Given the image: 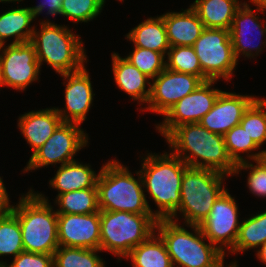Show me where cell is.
<instances>
[{"label":"cell","instance_id":"12","mask_svg":"<svg viewBox=\"0 0 266 267\" xmlns=\"http://www.w3.org/2000/svg\"><path fill=\"white\" fill-rule=\"evenodd\" d=\"M238 214L236 200L226 189L216 199L209 216L199 225L202 234L208 239L207 241L224 254V248L230 251L236 242L241 224Z\"/></svg>","mask_w":266,"mask_h":267},{"label":"cell","instance_id":"16","mask_svg":"<svg viewBox=\"0 0 266 267\" xmlns=\"http://www.w3.org/2000/svg\"><path fill=\"white\" fill-rule=\"evenodd\" d=\"M229 31L233 53L237 61L239 55L242 54L243 56L245 55L244 57L248 58L257 56L263 49L261 45L266 46L265 21H259L258 16H256V13H254V10L251 9L248 4L241 5L237 9ZM253 34L258 37L254 38ZM261 37L264 38V41H260ZM253 38L258 40V44H253ZM253 51H255L256 54H254Z\"/></svg>","mask_w":266,"mask_h":267},{"label":"cell","instance_id":"26","mask_svg":"<svg viewBox=\"0 0 266 267\" xmlns=\"http://www.w3.org/2000/svg\"><path fill=\"white\" fill-rule=\"evenodd\" d=\"M155 232L125 257L133 267H174L163 239Z\"/></svg>","mask_w":266,"mask_h":267},{"label":"cell","instance_id":"35","mask_svg":"<svg viewBox=\"0 0 266 267\" xmlns=\"http://www.w3.org/2000/svg\"><path fill=\"white\" fill-rule=\"evenodd\" d=\"M105 3V0H63L60 15L75 23L88 22L101 13Z\"/></svg>","mask_w":266,"mask_h":267},{"label":"cell","instance_id":"38","mask_svg":"<svg viewBox=\"0 0 266 267\" xmlns=\"http://www.w3.org/2000/svg\"><path fill=\"white\" fill-rule=\"evenodd\" d=\"M63 0H44L42 3H39L37 6L29 7L33 12L34 17L37 18L38 15L42 13V11L47 8V14L49 15H60L61 6Z\"/></svg>","mask_w":266,"mask_h":267},{"label":"cell","instance_id":"40","mask_svg":"<svg viewBox=\"0 0 266 267\" xmlns=\"http://www.w3.org/2000/svg\"><path fill=\"white\" fill-rule=\"evenodd\" d=\"M257 251V258L266 265V242L259 247Z\"/></svg>","mask_w":266,"mask_h":267},{"label":"cell","instance_id":"6","mask_svg":"<svg viewBox=\"0 0 266 267\" xmlns=\"http://www.w3.org/2000/svg\"><path fill=\"white\" fill-rule=\"evenodd\" d=\"M50 20L40 22V31L36 28L30 42L36 50L40 67L46 62L57 73H73L85 65L86 52L79 35L67 26H60ZM37 31V32H36Z\"/></svg>","mask_w":266,"mask_h":267},{"label":"cell","instance_id":"2","mask_svg":"<svg viewBox=\"0 0 266 267\" xmlns=\"http://www.w3.org/2000/svg\"><path fill=\"white\" fill-rule=\"evenodd\" d=\"M167 153H148L139 171L144 188L159 209L154 212L157 219H169L180 207L181 184L188 167L182 159Z\"/></svg>","mask_w":266,"mask_h":267},{"label":"cell","instance_id":"20","mask_svg":"<svg viewBox=\"0 0 266 267\" xmlns=\"http://www.w3.org/2000/svg\"><path fill=\"white\" fill-rule=\"evenodd\" d=\"M166 28L170 47L193 46L204 30L197 13L190 7L182 12H168L161 15Z\"/></svg>","mask_w":266,"mask_h":267},{"label":"cell","instance_id":"7","mask_svg":"<svg viewBox=\"0 0 266 267\" xmlns=\"http://www.w3.org/2000/svg\"><path fill=\"white\" fill-rule=\"evenodd\" d=\"M153 214L100 210V250L126 257L133 248L156 232Z\"/></svg>","mask_w":266,"mask_h":267},{"label":"cell","instance_id":"3","mask_svg":"<svg viewBox=\"0 0 266 267\" xmlns=\"http://www.w3.org/2000/svg\"><path fill=\"white\" fill-rule=\"evenodd\" d=\"M176 222L158 219L156 223V231L165 242L174 267H225V254L212 243L204 242L207 238L199 225H189L194 234ZM226 267L238 265L235 261Z\"/></svg>","mask_w":266,"mask_h":267},{"label":"cell","instance_id":"29","mask_svg":"<svg viewBox=\"0 0 266 267\" xmlns=\"http://www.w3.org/2000/svg\"><path fill=\"white\" fill-rule=\"evenodd\" d=\"M240 228L231 253L259 248L266 242V211L240 222Z\"/></svg>","mask_w":266,"mask_h":267},{"label":"cell","instance_id":"34","mask_svg":"<svg viewBox=\"0 0 266 267\" xmlns=\"http://www.w3.org/2000/svg\"><path fill=\"white\" fill-rule=\"evenodd\" d=\"M165 58L166 56L162 53L140 47H134L133 52L125 57L150 79L158 76L166 68Z\"/></svg>","mask_w":266,"mask_h":267},{"label":"cell","instance_id":"37","mask_svg":"<svg viewBox=\"0 0 266 267\" xmlns=\"http://www.w3.org/2000/svg\"><path fill=\"white\" fill-rule=\"evenodd\" d=\"M4 267H54L53 254L21 252Z\"/></svg>","mask_w":266,"mask_h":267},{"label":"cell","instance_id":"9","mask_svg":"<svg viewBox=\"0 0 266 267\" xmlns=\"http://www.w3.org/2000/svg\"><path fill=\"white\" fill-rule=\"evenodd\" d=\"M193 48L198 57L202 81L231 79L238 64L227 29L204 28Z\"/></svg>","mask_w":266,"mask_h":267},{"label":"cell","instance_id":"17","mask_svg":"<svg viewBox=\"0 0 266 267\" xmlns=\"http://www.w3.org/2000/svg\"><path fill=\"white\" fill-rule=\"evenodd\" d=\"M67 80L65 88V108H55L63 122L81 124L93 103V88L85 66L73 73L60 74Z\"/></svg>","mask_w":266,"mask_h":267},{"label":"cell","instance_id":"14","mask_svg":"<svg viewBox=\"0 0 266 267\" xmlns=\"http://www.w3.org/2000/svg\"><path fill=\"white\" fill-rule=\"evenodd\" d=\"M151 81V94L145 109L165 115L186 95L193 92L203 81L193 74L180 73L165 68Z\"/></svg>","mask_w":266,"mask_h":267},{"label":"cell","instance_id":"44","mask_svg":"<svg viewBox=\"0 0 266 267\" xmlns=\"http://www.w3.org/2000/svg\"><path fill=\"white\" fill-rule=\"evenodd\" d=\"M5 208L0 204V213L4 210Z\"/></svg>","mask_w":266,"mask_h":267},{"label":"cell","instance_id":"23","mask_svg":"<svg viewBox=\"0 0 266 267\" xmlns=\"http://www.w3.org/2000/svg\"><path fill=\"white\" fill-rule=\"evenodd\" d=\"M246 2L239 0H195L191 8L197 13L205 28L230 30L234 15Z\"/></svg>","mask_w":266,"mask_h":267},{"label":"cell","instance_id":"4","mask_svg":"<svg viewBox=\"0 0 266 267\" xmlns=\"http://www.w3.org/2000/svg\"><path fill=\"white\" fill-rule=\"evenodd\" d=\"M20 223L25 252L53 254L59 247L57 212L48 198L33 189L9 208Z\"/></svg>","mask_w":266,"mask_h":267},{"label":"cell","instance_id":"13","mask_svg":"<svg viewBox=\"0 0 266 267\" xmlns=\"http://www.w3.org/2000/svg\"><path fill=\"white\" fill-rule=\"evenodd\" d=\"M217 80L202 82L193 92L173 105L164 121L155 128L166 137L174 128L186 123H199L213 107L222 90L211 88Z\"/></svg>","mask_w":266,"mask_h":267},{"label":"cell","instance_id":"18","mask_svg":"<svg viewBox=\"0 0 266 267\" xmlns=\"http://www.w3.org/2000/svg\"><path fill=\"white\" fill-rule=\"evenodd\" d=\"M257 97L222 91L212 109L199 122L207 130L225 135L240 124L245 110Z\"/></svg>","mask_w":266,"mask_h":267},{"label":"cell","instance_id":"21","mask_svg":"<svg viewBox=\"0 0 266 267\" xmlns=\"http://www.w3.org/2000/svg\"><path fill=\"white\" fill-rule=\"evenodd\" d=\"M112 71L117 86L132 99L148 103L151 94V82L144 73L117 53L112 56ZM146 85L149 87L146 89Z\"/></svg>","mask_w":266,"mask_h":267},{"label":"cell","instance_id":"5","mask_svg":"<svg viewBox=\"0 0 266 267\" xmlns=\"http://www.w3.org/2000/svg\"><path fill=\"white\" fill-rule=\"evenodd\" d=\"M136 174L137 180L117 160L103 165L97 179L99 210L154 215L144 194L141 174L139 171Z\"/></svg>","mask_w":266,"mask_h":267},{"label":"cell","instance_id":"31","mask_svg":"<svg viewBox=\"0 0 266 267\" xmlns=\"http://www.w3.org/2000/svg\"><path fill=\"white\" fill-rule=\"evenodd\" d=\"M101 250L59 246L53 253L54 267H105L96 253Z\"/></svg>","mask_w":266,"mask_h":267},{"label":"cell","instance_id":"25","mask_svg":"<svg viewBox=\"0 0 266 267\" xmlns=\"http://www.w3.org/2000/svg\"><path fill=\"white\" fill-rule=\"evenodd\" d=\"M34 19V14L29 7L15 8L1 14L0 46L5 45V40L10 37L15 38L10 44L29 42L35 29V26H31Z\"/></svg>","mask_w":266,"mask_h":267},{"label":"cell","instance_id":"24","mask_svg":"<svg viewBox=\"0 0 266 267\" xmlns=\"http://www.w3.org/2000/svg\"><path fill=\"white\" fill-rule=\"evenodd\" d=\"M126 39L132 41L134 47L153 50L165 56L170 49L162 16L141 22L126 35Z\"/></svg>","mask_w":266,"mask_h":267},{"label":"cell","instance_id":"8","mask_svg":"<svg viewBox=\"0 0 266 267\" xmlns=\"http://www.w3.org/2000/svg\"><path fill=\"white\" fill-rule=\"evenodd\" d=\"M227 175L211 169L188 166L181 184V203L178 210L169 218L178 220V211L189 225H200L212 209L216 199L226 190L222 187Z\"/></svg>","mask_w":266,"mask_h":267},{"label":"cell","instance_id":"22","mask_svg":"<svg viewBox=\"0 0 266 267\" xmlns=\"http://www.w3.org/2000/svg\"><path fill=\"white\" fill-rule=\"evenodd\" d=\"M96 174L91 166L82 164L78 160L60 165L54 178L50 179V186L58 190V195L83 190L87 188H97Z\"/></svg>","mask_w":266,"mask_h":267},{"label":"cell","instance_id":"19","mask_svg":"<svg viewBox=\"0 0 266 267\" xmlns=\"http://www.w3.org/2000/svg\"><path fill=\"white\" fill-rule=\"evenodd\" d=\"M62 122L55 108H46L21 115L17 126L34 153Z\"/></svg>","mask_w":266,"mask_h":267},{"label":"cell","instance_id":"41","mask_svg":"<svg viewBox=\"0 0 266 267\" xmlns=\"http://www.w3.org/2000/svg\"><path fill=\"white\" fill-rule=\"evenodd\" d=\"M266 9V0H263L260 5H257V8L255 9L256 11L258 10L259 12H264Z\"/></svg>","mask_w":266,"mask_h":267},{"label":"cell","instance_id":"27","mask_svg":"<svg viewBox=\"0 0 266 267\" xmlns=\"http://www.w3.org/2000/svg\"><path fill=\"white\" fill-rule=\"evenodd\" d=\"M57 214H90L99 211L98 188H87L57 195Z\"/></svg>","mask_w":266,"mask_h":267},{"label":"cell","instance_id":"33","mask_svg":"<svg viewBox=\"0 0 266 267\" xmlns=\"http://www.w3.org/2000/svg\"><path fill=\"white\" fill-rule=\"evenodd\" d=\"M166 68L198 76L202 80V70L193 46H174L168 50Z\"/></svg>","mask_w":266,"mask_h":267},{"label":"cell","instance_id":"32","mask_svg":"<svg viewBox=\"0 0 266 267\" xmlns=\"http://www.w3.org/2000/svg\"><path fill=\"white\" fill-rule=\"evenodd\" d=\"M266 99L258 97L245 110L240 124L260 147L266 142Z\"/></svg>","mask_w":266,"mask_h":267},{"label":"cell","instance_id":"39","mask_svg":"<svg viewBox=\"0 0 266 267\" xmlns=\"http://www.w3.org/2000/svg\"><path fill=\"white\" fill-rule=\"evenodd\" d=\"M9 195L7 194L6 188L3 183V179L0 177V204L5 208L9 209L12 205H9Z\"/></svg>","mask_w":266,"mask_h":267},{"label":"cell","instance_id":"28","mask_svg":"<svg viewBox=\"0 0 266 267\" xmlns=\"http://www.w3.org/2000/svg\"><path fill=\"white\" fill-rule=\"evenodd\" d=\"M24 251L20 223L10 210L0 213V256L12 255L14 258ZM7 263L0 261V267Z\"/></svg>","mask_w":266,"mask_h":267},{"label":"cell","instance_id":"36","mask_svg":"<svg viewBox=\"0 0 266 267\" xmlns=\"http://www.w3.org/2000/svg\"><path fill=\"white\" fill-rule=\"evenodd\" d=\"M256 165L246 162L239 163L236 165L235 174H238L241 170H249L250 172L247 177V186L253 195L258 197H266V157L255 160Z\"/></svg>","mask_w":266,"mask_h":267},{"label":"cell","instance_id":"15","mask_svg":"<svg viewBox=\"0 0 266 267\" xmlns=\"http://www.w3.org/2000/svg\"><path fill=\"white\" fill-rule=\"evenodd\" d=\"M59 246L100 250V210L90 214H57Z\"/></svg>","mask_w":266,"mask_h":267},{"label":"cell","instance_id":"1","mask_svg":"<svg viewBox=\"0 0 266 267\" xmlns=\"http://www.w3.org/2000/svg\"><path fill=\"white\" fill-rule=\"evenodd\" d=\"M165 139L171 153L187 166L234 175L236 164L228 155L223 135L207 130L200 123H186L174 128Z\"/></svg>","mask_w":266,"mask_h":267},{"label":"cell","instance_id":"43","mask_svg":"<svg viewBox=\"0 0 266 267\" xmlns=\"http://www.w3.org/2000/svg\"><path fill=\"white\" fill-rule=\"evenodd\" d=\"M16 1H18V2H20V1H23V0H0V2H16Z\"/></svg>","mask_w":266,"mask_h":267},{"label":"cell","instance_id":"30","mask_svg":"<svg viewBox=\"0 0 266 267\" xmlns=\"http://www.w3.org/2000/svg\"><path fill=\"white\" fill-rule=\"evenodd\" d=\"M223 137L228 155L236 165L247 161L240 153H247V158L253 160L252 162L266 157V150L251 154L250 151L260 147L249 137L241 124L230 129Z\"/></svg>","mask_w":266,"mask_h":267},{"label":"cell","instance_id":"11","mask_svg":"<svg viewBox=\"0 0 266 267\" xmlns=\"http://www.w3.org/2000/svg\"><path fill=\"white\" fill-rule=\"evenodd\" d=\"M0 51L2 86L24 91L32 82L39 79L41 67L37 60L36 50L30 41L8 46L2 45Z\"/></svg>","mask_w":266,"mask_h":267},{"label":"cell","instance_id":"10","mask_svg":"<svg viewBox=\"0 0 266 267\" xmlns=\"http://www.w3.org/2000/svg\"><path fill=\"white\" fill-rule=\"evenodd\" d=\"M88 143V134L79 124L62 122L49 139L30 157L24 172L53 164H66Z\"/></svg>","mask_w":266,"mask_h":267},{"label":"cell","instance_id":"42","mask_svg":"<svg viewBox=\"0 0 266 267\" xmlns=\"http://www.w3.org/2000/svg\"><path fill=\"white\" fill-rule=\"evenodd\" d=\"M263 0H250L255 6L260 5Z\"/></svg>","mask_w":266,"mask_h":267}]
</instances>
